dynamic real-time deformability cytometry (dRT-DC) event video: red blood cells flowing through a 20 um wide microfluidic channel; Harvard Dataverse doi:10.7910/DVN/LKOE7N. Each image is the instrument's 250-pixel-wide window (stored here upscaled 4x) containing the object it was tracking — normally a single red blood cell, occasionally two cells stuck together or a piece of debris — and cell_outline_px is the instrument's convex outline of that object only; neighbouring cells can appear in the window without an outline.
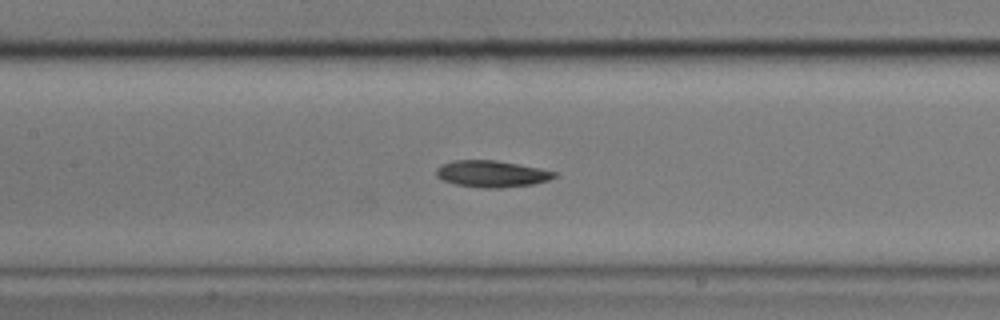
{"species": "common noctule bat (a hibernating species)", "species_latin": "Nyctalus noctula", "temperature_condition": "cold", "stored_images_in_passage": 6, "camera_frame_rate_fps": 3000, "um_per_image_px": 0.085, "animal": {"sex": "male", "body_mass_g": 17.9}, "frame": {"image": 1, "passage_image": 6, "time_ms": 5.667, "image_size_px": [1000, 320], "cell_outline_px": [[556, 176], [548, 180], [532, 184], [500, 188], [480, 188], [456, 184], [444, 180], [436, 176], [436, 168], [440, 164], [452, 160], [496, 160], [520, 164], [540, 168], [556, 172]], "centroid_in_image_um": [41.77, 14.76], "position_along_channel_um": 165.6, "area_um2": 18.38}}